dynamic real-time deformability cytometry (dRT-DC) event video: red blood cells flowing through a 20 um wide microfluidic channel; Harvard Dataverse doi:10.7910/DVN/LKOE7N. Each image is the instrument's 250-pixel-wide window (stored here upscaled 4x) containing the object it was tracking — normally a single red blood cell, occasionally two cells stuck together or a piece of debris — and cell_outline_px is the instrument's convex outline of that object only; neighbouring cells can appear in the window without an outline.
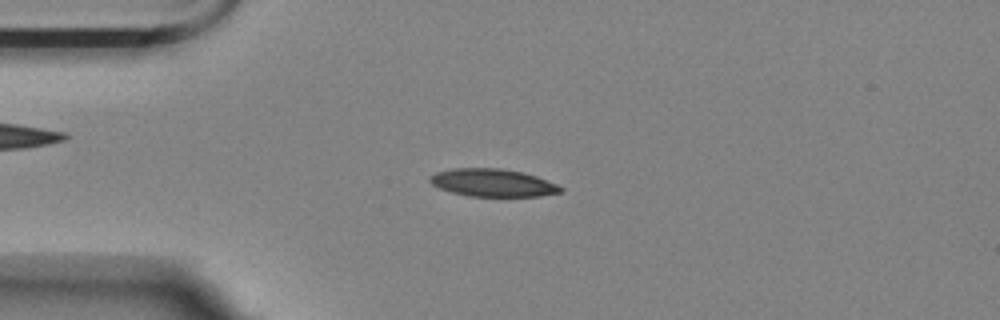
{"species": "Egyptian fruit bat (a non-hibernating species)", "species_latin": "Rousettus aegyptiacus", "temperature_condition": "room temperature", "stored_images_in_passage": 50, "camera_frame_rate_fps": 3000, "um_per_image_px": 0.085, "animal": {"sex": "female"}, "frame": {"image": 1, "passage_image": 7, "time_ms": 2.0, "image_size_px": [1000, 320], "cell_outline_px": [[564, 192], [540, 196], [468, 196], [452, 192], [440, 188], [432, 184], [428, 180], [428, 176], [436, 172], [452, 168], [500, 168], [524, 172], [536, 176], [556, 184], [564, 188]], "centroid_in_image_um": [41.88, 15.53], "position_along_channel_um": 43.1, "area_um2": 21.21}}
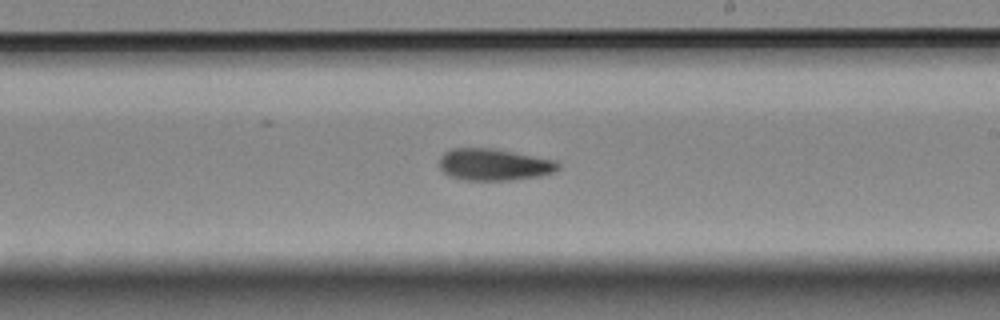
{"frame": {"image": 2, "passage_image": 26, "time_ms": 8.333, "image_size_px": [1000, 320], "cell_outline_px": [[560, 168], [556, 172], [540, 176], [512, 180], [460, 180], [448, 176], [440, 168], [440, 156], [444, 152], [452, 148], [496, 148], [556, 160], [560, 164]], "centroid_in_image_um": [42.01, 13.99], "position_along_channel_um": 247.0, "area_um2": 22.43}}
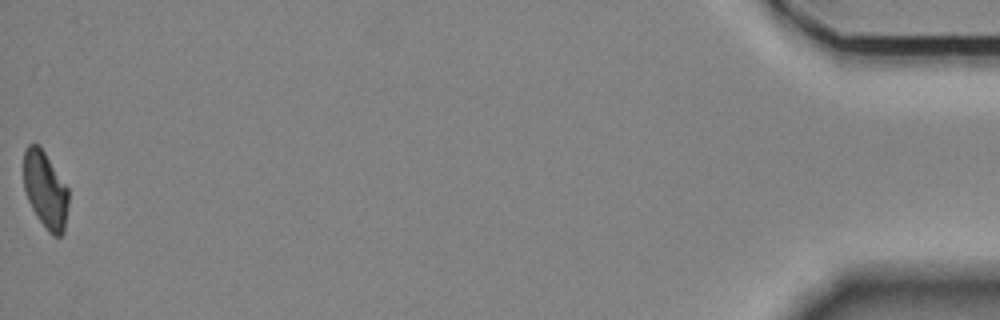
{"frame": {"image": 3, "passage_image": 50, "time_ms": 16.333, "image_size_px": [1000, 320], "cell_outline_px": [[68, 204], [64, 232], [60, 236], [52, 236], [48, 232], [36, 216], [28, 200], [24, 188], [24, 148], [28, 144], [40, 144], [68, 188]], "centroid_in_image_um": [3.85, 16.14], "position_along_channel_um": 431.3, "area_um2": 20.23}, "authors_computed_cell_mechanics": {"area_um2": 21.2704, "velocity_mm_per_s": 3.5154, "shape_relaxation_time_tau1_ms": null, "shape_relaxation_time_tau2_ms": 5.3361, "deformation_change_tau1": null, "deformation_change_tau2": 0.1128}}